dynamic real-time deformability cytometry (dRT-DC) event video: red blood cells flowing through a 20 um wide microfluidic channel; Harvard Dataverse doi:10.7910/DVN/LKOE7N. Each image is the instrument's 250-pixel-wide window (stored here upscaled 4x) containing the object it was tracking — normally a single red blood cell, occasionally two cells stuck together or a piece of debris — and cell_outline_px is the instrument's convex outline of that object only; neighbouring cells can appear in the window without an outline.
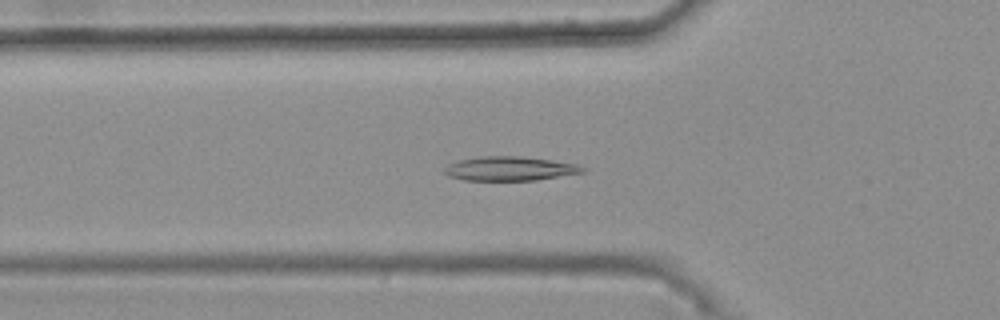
{"species": "common noctule bat (a hibernating species)", "species_latin": "Nyctalus noctula", "temperature_condition": "warm", "stored_images_in_passage": 39, "camera_frame_rate_fps": 3000, "um_per_image_px": 0.085, "animal": {"sex": "female", "body_mass_g": 25.1}, "frame": {"image": 1, "passage_image": 11, "time_ms": 3.333, "image_size_px": [1000, 320], "cell_outline_px": [[588, 168], [584, 172], [536, 180], [464, 180], [448, 176], [440, 172], [448, 164], [460, 160], [480, 156], [520, 156], [552, 160], [576, 164]], "centroid_in_image_um": [43.3, 14.33], "position_along_channel_um": 82.5, "area_um2": 19.54}}
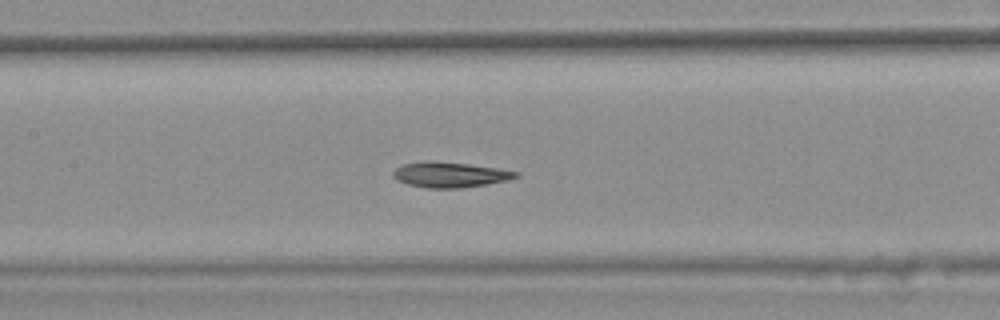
{"frame": {"image": 2, "passage_image": 18, "time_ms": 5.667, "image_size_px": [1000, 320], "cell_outline_px": [[520, 176], [488, 184], [460, 188], [428, 188], [408, 184], [396, 180], [392, 176], [392, 172], [396, 168], [404, 164], [424, 160], [432, 160], [468, 164], [496, 168], [520, 172]], "centroid_in_image_um": [38.2, 14.84], "position_along_channel_um": 169.2, "area_um2": 18.15}}
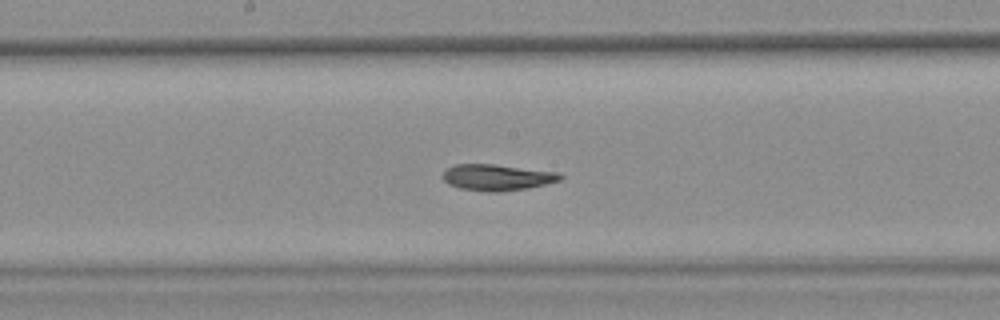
{"frame": {"image": 3, "passage_image": 21, "time_ms": 6.667, "image_size_px": [1000, 320], "cell_outline_px": [[564, 176], [560, 180], [528, 188], [500, 192], [488, 192], [460, 188], [448, 184], [440, 176], [448, 168], [456, 164], [492, 164], [560, 172]], "centroid_in_image_um": [42.25, 15.08], "position_along_channel_um": 205.9, "area_um2": 17.98}, "authors_computed_cell_mechanics": {"area_um2": 18.207, "velocity_mm_per_s": 3.7054, "shape_relaxation_time_tau1_ms": 9.7903, "shape_relaxation_time_tau2_ms": 3.4647, "deformation_change_tau1": 0.2223, "deformation_change_tau2": 0.0725}}